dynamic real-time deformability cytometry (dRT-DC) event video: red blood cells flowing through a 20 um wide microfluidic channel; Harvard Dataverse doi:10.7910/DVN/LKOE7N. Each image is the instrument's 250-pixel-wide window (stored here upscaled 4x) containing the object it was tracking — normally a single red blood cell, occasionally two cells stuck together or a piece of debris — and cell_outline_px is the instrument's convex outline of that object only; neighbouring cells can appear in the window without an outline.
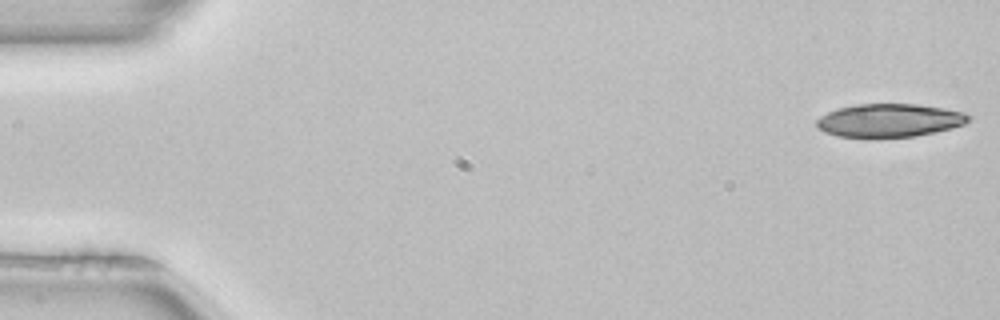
{"species": "common noctule bat (a hibernating species)", "species_latin": "Nyctalus noctula", "temperature_condition": "room temperature", "stored_images_in_passage": 40, "camera_frame_rate_fps": 3000, "um_per_image_px": 0.085, "animal": {"sex": "female", "body_mass_g": 22.7, "forearm_length_mm": 54.2}, "frame": {"image": 1, "passage_image": 1, "time_ms": 0.0, "image_size_px": [1000, 320], "cell_outline_px": [[972, 116], [964, 124], [952, 128], [916, 136], [872, 140], [836, 136], [824, 132], [816, 128], [816, 120], [820, 116], [828, 112], [840, 108], [856, 104], [916, 104], [944, 108], [964, 112]], "centroid_in_image_um": [75.55, 10.27], "position_along_channel_um": 9.4, "area_um2": 30.29}}
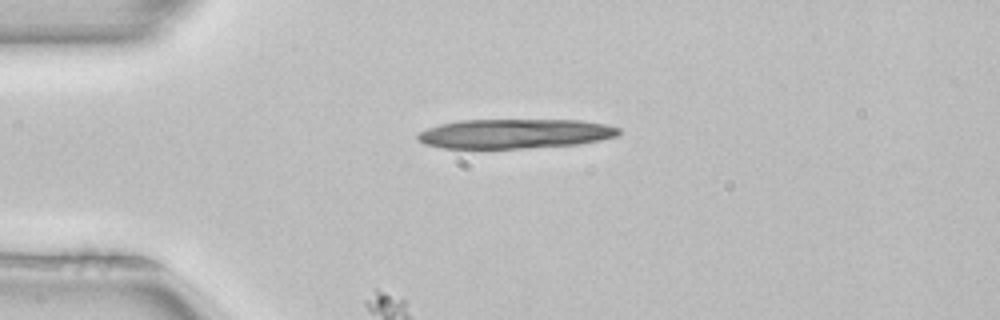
{"frame": {"image": 2, "passage_image": 12, "time_ms": 3.667, "image_size_px": [1000, 320], "cell_outline_px": [[620, 132], [616, 136], [600, 140], [580, 144], [528, 148], [444, 148], [424, 144], [416, 136], [420, 132], [428, 128], [440, 124], [460, 120], [580, 120], [604, 124], [620, 128]], "centroid_in_image_um": [43.77, 11.36], "position_along_channel_um": 41.2, "area_um2": 34.51}}